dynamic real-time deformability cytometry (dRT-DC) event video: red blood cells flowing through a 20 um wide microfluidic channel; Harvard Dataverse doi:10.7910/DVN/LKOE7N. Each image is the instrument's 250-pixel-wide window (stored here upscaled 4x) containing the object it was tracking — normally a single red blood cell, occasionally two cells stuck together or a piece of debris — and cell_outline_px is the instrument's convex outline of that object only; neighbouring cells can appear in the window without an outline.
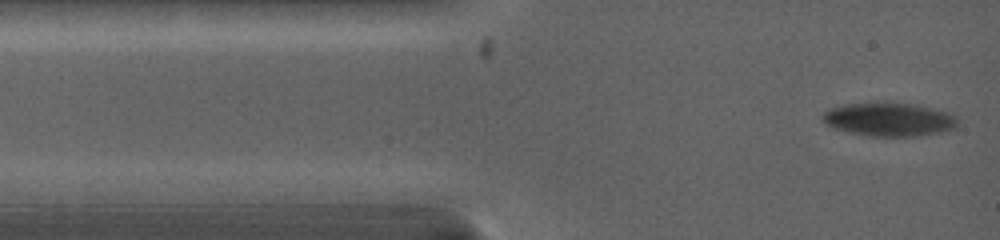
{"species": "common noctule bat (a hibernating species)", "species_latin": "Nyctalus noctula", "temperature_condition": "warm", "stored_images_in_passage": 46, "camera_frame_rate_fps": 5000, "um_per_image_px": 0.085, "animal": {"sex": "female", "body_mass_g": 19.0, "forearm_length_mm": 53.3}, "frame": {"image": 1, "passage_image": 1, "time_ms": 0.0, "image_size_px": [1000, 240], "cell_outline_px": [[956, 128], [940, 132], [916, 136], [868, 136], [848, 132], [832, 128], [824, 124], [820, 116], [824, 112], [832, 108], [844, 104], [876, 100], [916, 104], [948, 112], [956, 116]], "centroid_in_image_um": [75.51, 10.12], "position_along_channel_um": 9.5, "area_um2": 27.11}}
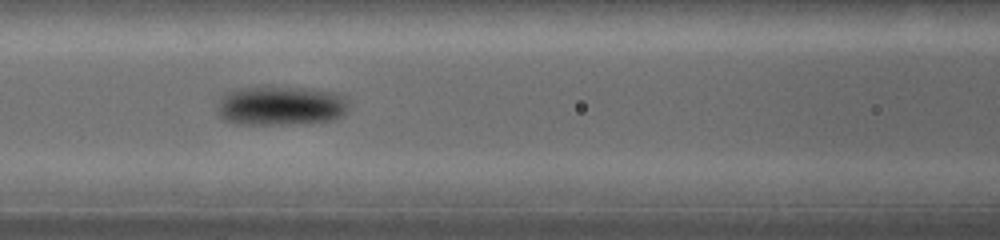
{"frame": {"image": 2, "passage_image": 19, "time_ms": 4.4, "image_size_px": [1000, 240], "cell_outline_px": [[348, 108], [344, 116], [336, 120], [288, 124], [236, 124], [224, 120], [216, 112], [220, 96], [224, 92], [236, 88], [260, 84], [308, 88], [332, 92], [344, 96], [348, 100]], "centroid_in_image_um": [23.81, 8.95], "position_along_channel_um": 142.8, "area_um2": 31.39}}
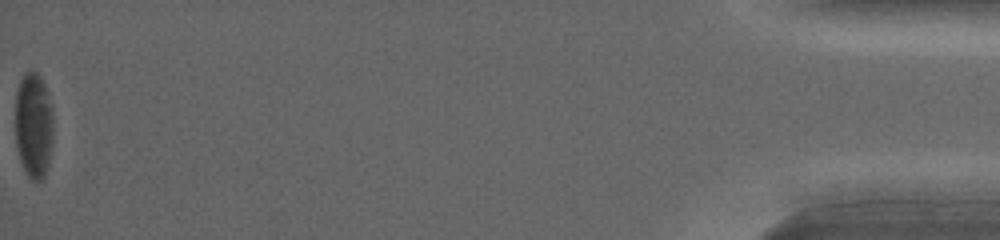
{"frame": {"image": 3, "passage_image": 46, "time_ms": 15.4, "image_size_px": [1000, 240], "cell_outline_px": [[52, 144], [48, 164], [44, 176], [40, 180], [32, 180], [28, 176], [20, 160], [16, 144], [16, 92], [20, 80], [24, 72], [32, 68], [40, 76], [48, 92], [52, 104]], "centroid_in_image_um": [2.86, 10.59], "position_along_channel_um": 432.3, "area_um2": 23.58}, "authors_computed_cell_mechanics": {"area_um2": 26.4724, "velocity_mm_per_s": 4.0556, "shape_relaxation_time_tau1_ms": 1.3462, "shape_relaxation_time_tau2_ms": null, "deformation_change_tau1": 0.0945, "deformation_change_tau2": null}}